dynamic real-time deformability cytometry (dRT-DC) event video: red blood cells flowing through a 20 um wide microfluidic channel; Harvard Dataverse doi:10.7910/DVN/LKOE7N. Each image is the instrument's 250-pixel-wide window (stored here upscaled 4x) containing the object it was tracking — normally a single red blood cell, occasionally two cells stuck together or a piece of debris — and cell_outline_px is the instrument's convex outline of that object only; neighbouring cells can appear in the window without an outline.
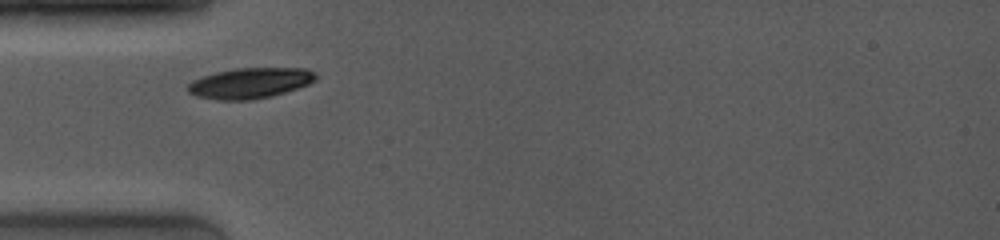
{"species": "common noctule bat (a hibernating species)", "species_latin": "Nyctalus noctula", "temperature_condition": "room temperature", "stored_images_in_passage": 5, "camera_frame_rate_fps": 4000, "um_per_image_px": 0.085, "animal": {"sex": "female", "body_mass_g": 19.0, "forearm_length_mm": 53.3}, "frame": {"image": 1, "passage_image": 1, "time_ms": 0.0, "image_size_px": [1000, 240], "cell_outline_px": [[316, 80], [308, 84], [272, 96], [252, 100], [216, 100], [196, 96], [188, 92], [188, 84], [192, 80], [216, 72], [236, 68], [304, 68], [316, 72]], "centroid_in_image_um": [21.25, 7.06], "position_along_channel_um": 63.8, "area_um2": 22.77}}